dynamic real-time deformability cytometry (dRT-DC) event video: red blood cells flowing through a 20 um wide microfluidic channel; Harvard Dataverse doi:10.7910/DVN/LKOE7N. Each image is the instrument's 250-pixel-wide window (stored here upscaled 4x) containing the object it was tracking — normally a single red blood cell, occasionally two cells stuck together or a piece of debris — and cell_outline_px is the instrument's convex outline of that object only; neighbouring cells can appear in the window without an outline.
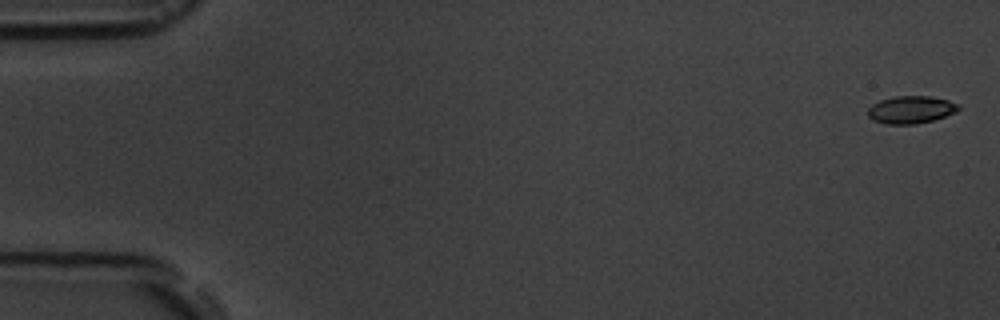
{"species": "common noctule bat (a hibernating species)", "species_latin": "Nyctalus noctula", "temperature_condition": "room temperature", "stored_images_in_passage": 5, "camera_frame_rate_fps": 3000, "um_per_image_px": 0.085, "animal": {"sex": "male", "body_mass_g": 19.5, "forearm_length_mm": 54.6}, "frame": {"image": 1, "passage_image": 1, "time_ms": 0.0, "image_size_px": [1000, 320], "cell_outline_px": [[960, 108], [956, 112], [932, 120], [916, 124], [888, 124], [876, 120], [868, 116], [868, 108], [872, 104], [880, 100], [892, 96], [928, 96], [948, 100], [960, 104]], "centroid_in_image_um": [77.44, 9.31], "position_along_channel_um": 7.6, "area_um2": 14.45}}
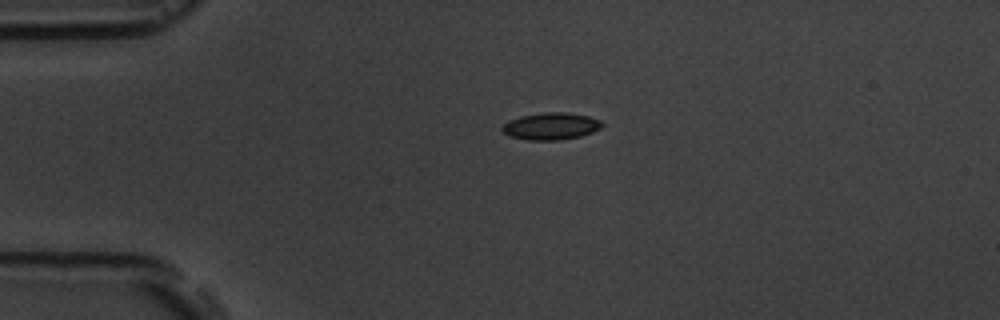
{"frame": {"image": 2, "passage_image": 4, "time_ms": 4.0, "image_size_px": [1000, 320], "cell_outline_px": [[604, 124], [600, 128], [592, 132], [580, 136], [560, 140], [528, 140], [508, 136], [500, 128], [508, 120], [520, 116], [544, 112], [564, 112], [588, 116], [600, 120]], "centroid_in_image_um": [46.81, 10.72], "position_along_channel_um": 38.2, "area_um2": 15.78}}